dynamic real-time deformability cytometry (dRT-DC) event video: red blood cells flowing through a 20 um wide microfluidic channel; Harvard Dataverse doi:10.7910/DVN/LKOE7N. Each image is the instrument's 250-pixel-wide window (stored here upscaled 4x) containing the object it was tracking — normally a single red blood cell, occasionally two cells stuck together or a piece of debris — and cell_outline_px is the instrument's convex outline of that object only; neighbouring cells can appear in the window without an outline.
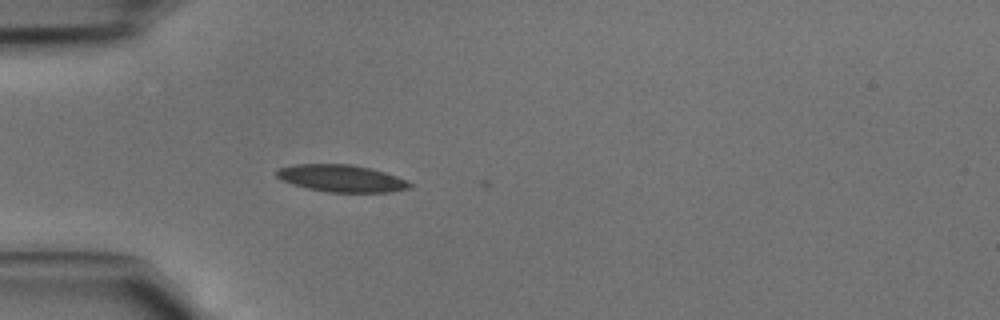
{"species": "common noctule bat (a hibernating species)", "species_latin": "Nyctalus noctula", "temperature_condition": "cold", "stored_images_in_passage": 5, "camera_frame_rate_fps": 3000, "um_per_image_px": 0.085, "animal": {"sex": "male", "body_mass_g": 15.6}, "frame": {"image": 1, "passage_image": 4, "time_ms": 1.0, "image_size_px": [1000, 320], "cell_outline_px": [[412, 184], [408, 188], [392, 192], [328, 192], [308, 188], [292, 184], [280, 180], [276, 176], [276, 168], [296, 164], [352, 164], [372, 168], [396, 176]], "centroid_in_image_um": [28.97, 15.15], "position_along_channel_um": 56.0, "area_um2": 21.04}}